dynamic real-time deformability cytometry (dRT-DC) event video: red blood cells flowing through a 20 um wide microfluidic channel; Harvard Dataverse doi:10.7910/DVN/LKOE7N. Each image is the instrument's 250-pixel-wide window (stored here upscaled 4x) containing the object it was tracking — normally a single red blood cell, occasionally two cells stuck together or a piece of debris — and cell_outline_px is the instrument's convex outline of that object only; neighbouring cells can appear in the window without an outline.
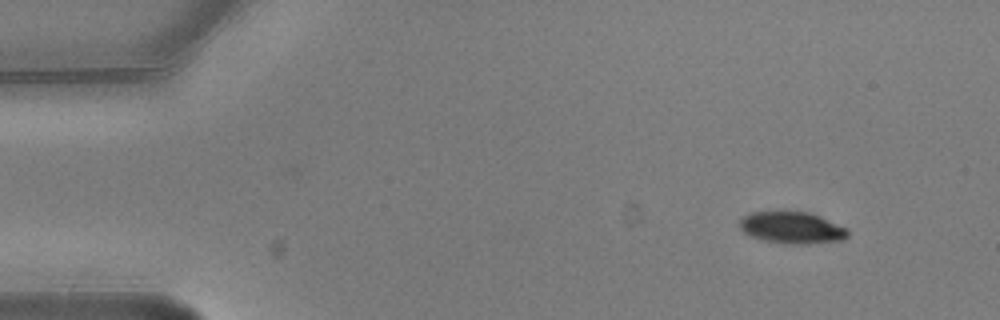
{"species": "common noctule bat (a hibernating species)", "species_latin": "Nyctalus noctula", "temperature_condition": "warm", "stored_images_in_passage": 4, "camera_frame_rate_fps": 3000, "um_per_image_px": 0.085, "animal": {"sex": "male", "body_mass_g": 20.5, "forearm_length_mm": 52.5}, "frame": {"image": 1, "passage_image": 1, "time_ms": 0.0, "image_size_px": [1000, 320], "cell_outline_px": [[848, 236], [844, 240], [808, 244], [792, 244], [764, 240], [752, 236], [744, 232], [740, 228], [740, 220], [748, 212], [784, 208], [808, 212], [820, 216], [848, 228]], "centroid_in_image_um": [67.31, 19.3], "position_along_channel_um": 17.7, "area_um2": 20.81}}
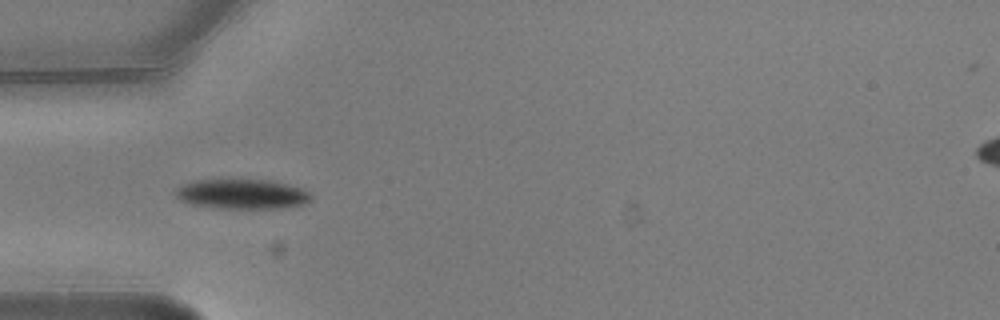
{"frame": {"image": 2, "passage_image": 4, "time_ms": 1.0, "image_size_px": [1000, 320], "cell_outline_px": [[312, 200], [304, 204], [280, 208], [216, 208], [188, 204], [180, 200], [176, 196], [176, 188], [192, 180], [272, 180], [300, 188], [308, 192], [312, 196]], "centroid_in_image_um": [20.55, 16.5], "position_along_channel_um": 64.4, "area_um2": 23.52}}